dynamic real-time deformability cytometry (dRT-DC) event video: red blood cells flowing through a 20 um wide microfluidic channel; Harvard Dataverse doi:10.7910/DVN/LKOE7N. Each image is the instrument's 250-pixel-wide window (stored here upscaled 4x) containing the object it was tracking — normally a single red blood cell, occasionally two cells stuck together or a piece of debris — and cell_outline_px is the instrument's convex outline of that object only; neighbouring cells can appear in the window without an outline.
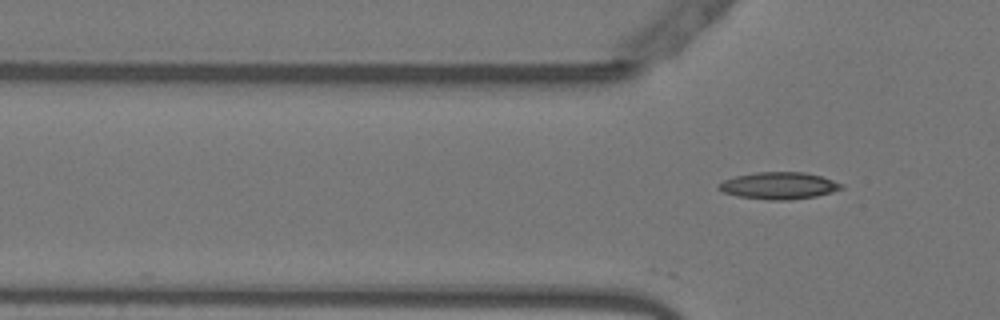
{"species": "Egyptian fruit bat (a non-hibernating species)", "species_latin": "Rousettus aegyptiacus", "temperature_condition": "warm", "stored_images_in_passage": 7, "camera_frame_rate_fps": 3000, "um_per_image_px": 0.085, "animal": {"sex": "female"}, "frame": {"image": 1, "passage_image": 7, "time_ms": 2.0, "image_size_px": [1000, 320], "cell_outline_px": [[844, 188], [832, 192], [816, 196], [788, 200], [768, 200], [740, 196], [724, 192], [716, 188], [716, 184], [724, 180], [736, 176], [756, 172], [804, 172], [820, 176], [844, 184]], "centroid_in_image_um": [66.2, 15.78], "position_along_channel_um": 59.6, "area_um2": 19.25}}